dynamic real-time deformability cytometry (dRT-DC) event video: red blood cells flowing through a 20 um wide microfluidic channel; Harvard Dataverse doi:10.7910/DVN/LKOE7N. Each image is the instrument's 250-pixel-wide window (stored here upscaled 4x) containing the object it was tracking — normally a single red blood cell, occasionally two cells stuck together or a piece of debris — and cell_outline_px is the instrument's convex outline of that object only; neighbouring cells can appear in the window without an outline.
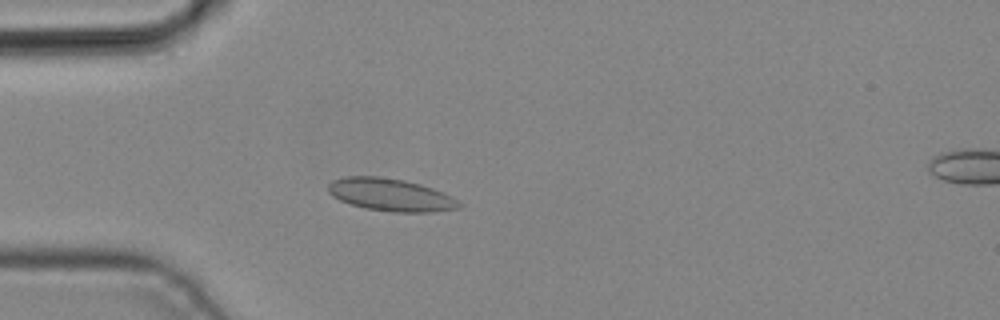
{"species": "common noctule bat (a hibernating species)", "species_latin": "Nyctalus noctula", "temperature_condition": "cold", "stored_images_in_passage": 3, "camera_frame_rate_fps": 3000, "um_per_image_px": 0.085, "animal": {"sex": "male", "body_mass_g": 19.2, "forearm_length_mm": 51.8}, "frame": {"image": 1, "passage_image": 3, "time_ms": 0.667, "image_size_px": [1000, 320], "cell_outline_px": [[464, 204], [460, 208], [432, 212], [392, 212], [364, 208], [340, 200], [332, 196], [328, 192], [328, 184], [332, 180], [344, 176], [376, 176], [404, 180], [420, 184], [444, 192]], "centroid_in_image_um": [33.21, 16.56], "position_along_channel_um": 51.8, "area_um2": 24.97}}